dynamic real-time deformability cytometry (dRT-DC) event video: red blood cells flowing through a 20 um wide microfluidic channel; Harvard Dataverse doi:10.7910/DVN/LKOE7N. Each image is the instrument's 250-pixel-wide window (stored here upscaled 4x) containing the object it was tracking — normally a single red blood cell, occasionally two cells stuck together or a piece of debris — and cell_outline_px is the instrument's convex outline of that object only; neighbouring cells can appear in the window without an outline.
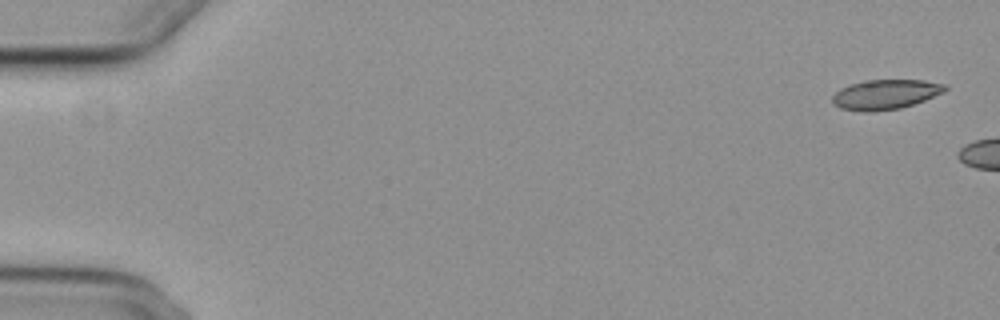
{"species": "common noctule bat (a hibernating species)", "species_latin": "Nyctalus noctula", "temperature_condition": "cold", "stored_images_in_passage": 5, "camera_frame_rate_fps": 3000, "um_per_image_px": 0.085, "animal": {"sex": "female", "body_mass_g": 29.2, "forearm_length_mm": 56.3}, "frame": {"image": 1, "passage_image": 1, "time_ms": 0.0, "image_size_px": [1000, 320], "cell_outline_px": [[948, 88], [944, 92], [924, 100], [900, 108], [872, 112], [864, 112], [840, 108], [832, 104], [832, 96], [840, 88], [848, 84], [864, 80], [924, 80], [948, 84]], "centroid_in_image_um": [75.24, 8.02], "position_along_channel_um": 9.8, "area_um2": 19.77}}